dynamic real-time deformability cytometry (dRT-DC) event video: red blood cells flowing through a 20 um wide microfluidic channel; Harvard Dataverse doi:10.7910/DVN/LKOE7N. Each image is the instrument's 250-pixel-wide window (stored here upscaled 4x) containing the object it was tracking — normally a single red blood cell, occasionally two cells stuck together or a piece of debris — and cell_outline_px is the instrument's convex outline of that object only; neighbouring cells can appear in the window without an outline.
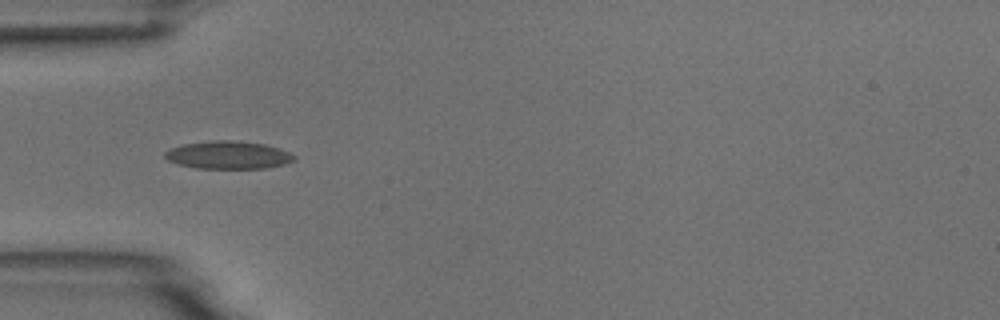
{"species": "common noctule bat (a hibernating species)", "species_latin": "Nyctalus noctula", "temperature_condition": "room temperature", "stored_images_in_passage": 6, "camera_frame_rate_fps": 3000, "um_per_image_px": 0.085, "animal": {"sex": "male", "body_mass_g": 18.8}, "frame": {"image": 1, "passage_image": 1, "time_ms": 0.0, "image_size_px": [1000, 320], "cell_outline_px": [[296, 160], [284, 164], [268, 168], [196, 168], [180, 164], [168, 160], [164, 156], [164, 152], [172, 148], [184, 144], [212, 140], [232, 140], [264, 144], [280, 148], [296, 156]], "centroid_in_image_um": [19.43, 13.17], "position_along_channel_um": 65.6, "area_um2": 20.87}}
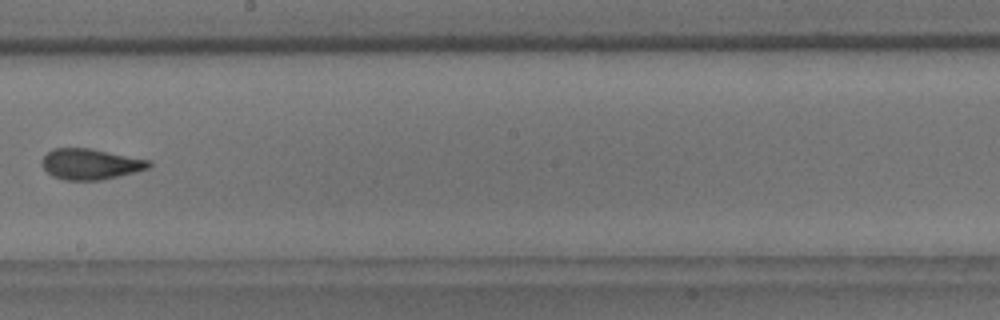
{"frame": {"image": 2, "passage_image": 5, "time_ms": 4.667, "image_size_px": [1000, 320], "cell_outline_px": [[152, 164], [148, 168], [100, 180], [64, 180], [52, 176], [40, 164], [44, 156], [52, 148], [92, 148], [152, 160]], "centroid_in_image_um": [7.68, 13.93], "position_along_channel_um": 240.5, "area_um2": 19.19}}
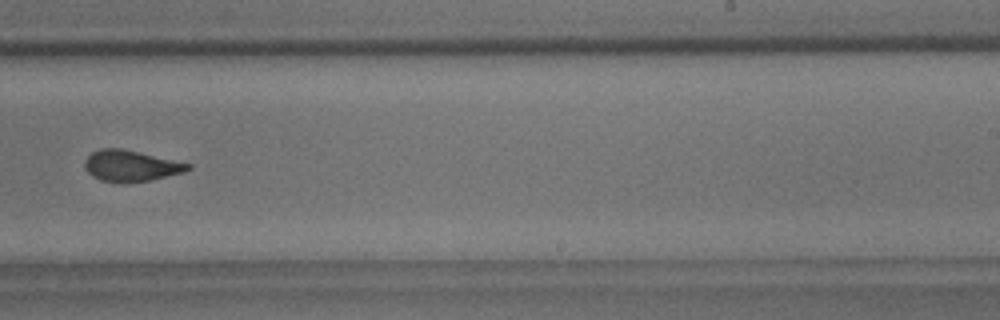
{"frame": {"image": 3, "passage_image": 6, "time_ms": 5.667, "image_size_px": [1000, 320], "cell_outline_px": [[192, 168], [184, 172], [148, 180], [100, 180], [92, 176], [84, 168], [84, 160], [92, 152], [100, 148], [120, 148], [192, 164]], "centroid_in_image_um": [11.11, 14.05], "position_along_channel_um": 277.9, "area_um2": 18.03}}